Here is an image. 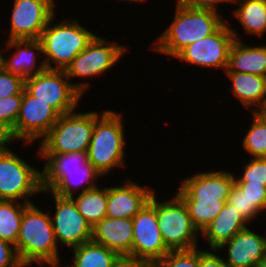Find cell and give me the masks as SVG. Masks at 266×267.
<instances>
[{
	"label": "cell",
	"instance_id": "cell-1",
	"mask_svg": "<svg viewBox=\"0 0 266 267\" xmlns=\"http://www.w3.org/2000/svg\"><path fill=\"white\" fill-rule=\"evenodd\" d=\"M225 22L218 12L192 9L177 2L173 22L157 37L152 50L175 57L186 46L215 33Z\"/></svg>",
	"mask_w": 266,
	"mask_h": 267
},
{
	"label": "cell",
	"instance_id": "cell-2",
	"mask_svg": "<svg viewBox=\"0 0 266 267\" xmlns=\"http://www.w3.org/2000/svg\"><path fill=\"white\" fill-rule=\"evenodd\" d=\"M15 249L21 263L58 260V243L49 213H43L33 203L23 213Z\"/></svg>",
	"mask_w": 266,
	"mask_h": 267
},
{
	"label": "cell",
	"instance_id": "cell-3",
	"mask_svg": "<svg viewBox=\"0 0 266 267\" xmlns=\"http://www.w3.org/2000/svg\"><path fill=\"white\" fill-rule=\"evenodd\" d=\"M124 133L121 115L114 111L106 110L95 120L87 158L101 176L124 166Z\"/></svg>",
	"mask_w": 266,
	"mask_h": 267
},
{
	"label": "cell",
	"instance_id": "cell-4",
	"mask_svg": "<svg viewBox=\"0 0 266 267\" xmlns=\"http://www.w3.org/2000/svg\"><path fill=\"white\" fill-rule=\"evenodd\" d=\"M53 20L54 16L39 38L42 43V54L46 57L43 62L47 69L65 70L96 35L79 25L74 19L69 18L71 22L65 19L54 26ZM53 62L55 67L52 66Z\"/></svg>",
	"mask_w": 266,
	"mask_h": 267
},
{
	"label": "cell",
	"instance_id": "cell-5",
	"mask_svg": "<svg viewBox=\"0 0 266 267\" xmlns=\"http://www.w3.org/2000/svg\"><path fill=\"white\" fill-rule=\"evenodd\" d=\"M95 111L60 115L49 133L41 140L40 154L87 153L93 135Z\"/></svg>",
	"mask_w": 266,
	"mask_h": 267
},
{
	"label": "cell",
	"instance_id": "cell-6",
	"mask_svg": "<svg viewBox=\"0 0 266 267\" xmlns=\"http://www.w3.org/2000/svg\"><path fill=\"white\" fill-rule=\"evenodd\" d=\"M68 80V81H67ZM88 83H70L64 70L45 69L25 79V90L53 107L60 115L72 112L88 87Z\"/></svg>",
	"mask_w": 266,
	"mask_h": 267
},
{
	"label": "cell",
	"instance_id": "cell-7",
	"mask_svg": "<svg viewBox=\"0 0 266 267\" xmlns=\"http://www.w3.org/2000/svg\"><path fill=\"white\" fill-rule=\"evenodd\" d=\"M42 190L41 171L11 150L0 152V200L18 202L23 199V203L32 204L29 198Z\"/></svg>",
	"mask_w": 266,
	"mask_h": 267
},
{
	"label": "cell",
	"instance_id": "cell-8",
	"mask_svg": "<svg viewBox=\"0 0 266 267\" xmlns=\"http://www.w3.org/2000/svg\"><path fill=\"white\" fill-rule=\"evenodd\" d=\"M156 216L164 244L169 250H189L198 247L197 233L183 200L175 196L164 202L156 200Z\"/></svg>",
	"mask_w": 266,
	"mask_h": 267
},
{
	"label": "cell",
	"instance_id": "cell-9",
	"mask_svg": "<svg viewBox=\"0 0 266 267\" xmlns=\"http://www.w3.org/2000/svg\"><path fill=\"white\" fill-rule=\"evenodd\" d=\"M226 22L213 34L182 49L175 57L201 67L227 69L230 49L238 38Z\"/></svg>",
	"mask_w": 266,
	"mask_h": 267
},
{
	"label": "cell",
	"instance_id": "cell-10",
	"mask_svg": "<svg viewBox=\"0 0 266 267\" xmlns=\"http://www.w3.org/2000/svg\"><path fill=\"white\" fill-rule=\"evenodd\" d=\"M132 258L155 263L170 250L164 244L156 216V195L153 193L145 206L132 218Z\"/></svg>",
	"mask_w": 266,
	"mask_h": 267
},
{
	"label": "cell",
	"instance_id": "cell-11",
	"mask_svg": "<svg viewBox=\"0 0 266 267\" xmlns=\"http://www.w3.org/2000/svg\"><path fill=\"white\" fill-rule=\"evenodd\" d=\"M60 114L50 105L23 90L20 112L13 133L24 144L44 138L59 119Z\"/></svg>",
	"mask_w": 266,
	"mask_h": 267
},
{
	"label": "cell",
	"instance_id": "cell-12",
	"mask_svg": "<svg viewBox=\"0 0 266 267\" xmlns=\"http://www.w3.org/2000/svg\"><path fill=\"white\" fill-rule=\"evenodd\" d=\"M55 0H15L11 16L9 40L39 39L55 16Z\"/></svg>",
	"mask_w": 266,
	"mask_h": 267
},
{
	"label": "cell",
	"instance_id": "cell-13",
	"mask_svg": "<svg viewBox=\"0 0 266 267\" xmlns=\"http://www.w3.org/2000/svg\"><path fill=\"white\" fill-rule=\"evenodd\" d=\"M114 44L96 35L64 70L69 81L78 76H97L112 68L127 51L126 47Z\"/></svg>",
	"mask_w": 266,
	"mask_h": 267
},
{
	"label": "cell",
	"instance_id": "cell-14",
	"mask_svg": "<svg viewBox=\"0 0 266 267\" xmlns=\"http://www.w3.org/2000/svg\"><path fill=\"white\" fill-rule=\"evenodd\" d=\"M42 192L51 193L56 204L55 217L51 221L57 243L72 249L92 240V226L78 211L71 197H61L51 191Z\"/></svg>",
	"mask_w": 266,
	"mask_h": 267
},
{
	"label": "cell",
	"instance_id": "cell-15",
	"mask_svg": "<svg viewBox=\"0 0 266 267\" xmlns=\"http://www.w3.org/2000/svg\"><path fill=\"white\" fill-rule=\"evenodd\" d=\"M234 184L226 171L200 172L184 179L176 194L182 200H227Z\"/></svg>",
	"mask_w": 266,
	"mask_h": 267
},
{
	"label": "cell",
	"instance_id": "cell-16",
	"mask_svg": "<svg viewBox=\"0 0 266 267\" xmlns=\"http://www.w3.org/2000/svg\"><path fill=\"white\" fill-rule=\"evenodd\" d=\"M122 186L107 187V212L109 218L132 219L150 200L154 189L142 187L131 181Z\"/></svg>",
	"mask_w": 266,
	"mask_h": 267
},
{
	"label": "cell",
	"instance_id": "cell-17",
	"mask_svg": "<svg viewBox=\"0 0 266 267\" xmlns=\"http://www.w3.org/2000/svg\"><path fill=\"white\" fill-rule=\"evenodd\" d=\"M227 247L229 267H256L266 255V238L252 232L248 227L239 231L218 250Z\"/></svg>",
	"mask_w": 266,
	"mask_h": 267
},
{
	"label": "cell",
	"instance_id": "cell-18",
	"mask_svg": "<svg viewBox=\"0 0 266 267\" xmlns=\"http://www.w3.org/2000/svg\"><path fill=\"white\" fill-rule=\"evenodd\" d=\"M92 240L116 252L132 257L133 220L104 217L92 227Z\"/></svg>",
	"mask_w": 266,
	"mask_h": 267
},
{
	"label": "cell",
	"instance_id": "cell-19",
	"mask_svg": "<svg viewBox=\"0 0 266 267\" xmlns=\"http://www.w3.org/2000/svg\"><path fill=\"white\" fill-rule=\"evenodd\" d=\"M39 154L47 160L42 170V189L50 191L67 172L96 171L88 162L87 153Z\"/></svg>",
	"mask_w": 266,
	"mask_h": 267
},
{
	"label": "cell",
	"instance_id": "cell-20",
	"mask_svg": "<svg viewBox=\"0 0 266 267\" xmlns=\"http://www.w3.org/2000/svg\"><path fill=\"white\" fill-rule=\"evenodd\" d=\"M7 49L16 48L10 59L6 60L2 55L1 67L12 74L19 75L24 79L39 74L46 69L45 63L36 65V51L42 53V43L39 39L35 40H9L6 43ZM34 50V51H33ZM36 50V51H35ZM35 54V55H34Z\"/></svg>",
	"mask_w": 266,
	"mask_h": 267
},
{
	"label": "cell",
	"instance_id": "cell-21",
	"mask_svg": "<svg viewBox=\"0 0 266 267\" xmlns=\"http://www.w3.org/2000/svg\"><path fill=\"white\" fill-rule=\"evenodd\" d=\"M247 220L234 209V206L225 202L221 212L201 233L210 245V249H218L230 241L239 231L246 228Z\"/></svg>",
	"mask_w": 266,
	"mask_h": 267
},
{
	"label": "cell",
	"instance_id": "cell-22",
	"mask_svg": "<svg viewBox=\"0 0 266 267\" xmlns=\"http://www.w3.org/2000/svg\"><path fill=\"white\" fill-rule=\"evenodd\" d=\"M225 72H242L266 77V45L248 46L237 38L230 49Z\"/></svg>",
	"mask_w": 266,
	"mask_h": 267
},
{
	"label": "cell",
	"instance_id": "cell-23",
	"mask_svg": "<svg viewBox=\"0 0 266 267\" xmlns=\"http://www.w3.org/2000/svg\"><path fill=\"white\" fill-rule=\"evenodd\" d=\"M230 78L231 92L235 95L242 105L247 109L256 106L252 112H256L264 102L266 97V77H261L242 72H226Z\"/></svg>",
	"mask_w": 266,
	"mask_h": 267
},
{
	"label": "cell",
	"instance_id": "cell-24",
	"mask_svg": "<svg viewBox=\"0 0 266 267\" xmlns=\"http://www.w3.org/2000/svg\"><path fill=\"white\" fill-rule=\"evenodd\" d=\"M73 267H114L120 256L107 247L93 241H87L72 248Z\"/></svg>",
	"mask_w": 266,
	"mask_h": 267
},
{
	"label": "cell",
	"instance_id": "cell-25",
	"mask_svg": "<svg viewBox=\"0 0 266 267\" xmlns=\"http://www.w3.org/2000/svg\"><path fill=\"white\" fill-rule=\"evenodd\" d=\"M78 211L93 227L106 217L107 212V187L100 189L98 186L81 191V193L74 197Z\"/></svg>",
	"mask_w": 266,
	"mask_h": 267
},
{
	"label": "cell",
	"instance_id": "cell-26",
	"mask_svg": "<svg viewBox=\"0 0 266 267\" xmlns=\"http://www.w3.org/2000/svg\"><path fill=\"white\" fill-rule=\"evenodd\" d=\"M234 2L239 7L232 13L243 29L250 34L264 35L266 32V0H233Z\"/></svg>",
	"mask_w": 266,
	"mask_h": 267
},
{
	"label": "cell",
	"instance_id": "cell-27",
	"mask_svg": "<svg viewBox=\"0 0 266 267\" xmlns=\"http://www.w3.org/2000/svg\"><path fill=\"white\" fill-rule=\"evenodd\" d=\"M15 203V204H14ZM29 203L0 200V238L16 245L24 209Z\"/></svg>",
	"mask_w": 266,
	"mask_h": 267
},
{
	"label": "cell",
	"instance_id": "cell-28",
	"mask_svg": "<svg viewBox=\"0 0 266 267\" xmlns=\"http://www.w3.org/2000/svg\"><path fill=\"white\" fill-rule=\"evenodd\" d=\"M227 200H183L194 227L201 233L221 212Z\"/></svg>",
	"mask_w": 266,
	"mask_h": 267
},
{
	"label": "cell",
	"instance_id": "cell-29",
	"mask_svg": "<svg viewBox=\"0 0 266 267\" xmlns=\"http://www.w3.org/2000/svg\"><path fill=\"white\" fill-rule=\"evenodd\" d=\"M252 113L253 122L242 140V146L253 158H266V119L257 112Z\"/></svg>",
	"mask_w": 266,
	"mask_h": 267
},
{
	"label": "cell",
	"instance_id": "cell-30",
	"mask_svg": "<svg viewBox=\"0 0 266 267\" xmlns=\"http://www.w3.org/2000/svg\"><path fill=\"white\" fill-rule=\"evenodd\" d=\"M99 176L101 175L97 171L67 172V176L63 177L50 191L61 197H71L75 194V189L77 191L84 181L87 182V186L82 191L96 187L97 185L94 183V181ZM75 177H79V180H75Z\"/></svg>",
	"mask_w": 266,
	"mask_h": 267
},
{
	"label": "cell",
	"instance_id": "cell-31",
	"mask_svg": "<svg viewBox=\"0 0 266 267\" xmlns=\"http://www.w3.org/2000/svg\"><path fill=\"white\" fill-rule=\"evenodd\" d=\"M154 267H199L198 247L189 250H170Z\"/></svg>",
	"mask_w": 266,
	"mask_h": 267
},
{
	"label": "cell",
	"instance_id": "cell-32",
	"mask_svg": "<svg viewBox=\"0 0 266 267\" xmlns=\"http://www.w3.org/2000/svg\"><path fill=\"white\" fill-rule=\"evenodd\" d=\"M226 202L234 206V209L239 211L247 222L253 220L260 213V210L254 203L250 202L245 193L236 184L232 187Z\"/></svg>",
	"mask_w": 266,
	"mask_h": 267
},
{
	"label": "cell",
	"instance_id": "cell-33",
	"mask_svg": "<svg viewBox=\"0 0 266 267\" xmlns=\"http://www.w3.org/2000/svg\"><path fill=\"white\" fill-rule=\"evenodd\" d=\"M25 79L0 68V98L13 95H23Z\"/></svg>",
	"mask_w": 266,
	"mask_h": 267
},
{
	"label": "cell",
	"instance_id": "cell-34",
	"mask_svg": "<svg viewBox=\"0 0 266 267\" xmlns=\"http://www.w3.org/2000/svg\"><path fill=\"white\" fill-rule=\"evenodd\" d=\"M21 102L22 95L0 98V122L13 129L20 112Z\"/></svg>",
	"mask_w": 266,
	"mask_h": 267
},
{
	"label": "cell",
	"instance_id": "cell-35",
	"mask_svg": "<svg viewBox=\"0 0 266 267\" xmlns=\"http://www.w3.org/2000/svg\"><path fill=\"white\" fill-rule=\"evenodd\" d=\"M235 182H255L266 186V158H251L245 165L243 176Z\"/></svg>",
	"mask_w": 266,
	"mask_h": 267
},
{
	"label": "cell",
	"instance_id": "cell-36",
	"mask_svg": "<svg viewBox=\"0 0 266 267\" xmlns=\"http://www.w3.org/2000/svg\"><path fill=\"white\" fill-rule=\"evenodd\" d=\"M235 184L260 211L266 210V186L264 184L255 182H235Z\"/></svg>",
	"mask_w": 266,
	"mask_h": 267
},
{
	"label": "cell",
	"instance_id": "cell-37",
	"mask_svg": "<svg viewBox=\"0 0 266 267\" xmlns=\"http://www.w3.org/2000/svg\"><path fill=\"white\" fill-rule=\"evenodd\" d=\"M0 267H25L17 254L15 245L0 238Z\"/></svg>",
	"mask_w": 266,
	"mask_h": 267
},
{
	"label": "cell",
	"instance_id": "cell-38",
	"mask_svg": "<svg viewBox=\"0 0 266 267\" xmlns=\"http://www.w3.org/2000/svg\"><path fill=\"white\" fill-rule=\"evenodd\" d=\"M177 2L185 7L192 9H202L217 11V4L221 2H233V0H177Z\"/></svg>",
	"mask_w": 266,
	"mask_h": 267
},
{
	"label": "cell",
	"instance_id": "cell-39",
	"mask_svg": "<svg viewBox=\"0 0 266 267\" xmlns=\"http://www.w3.org/2000/svg\"><path fill=\"white\" fill-rule=\"evenodd\" d=\"M199 267H229L218 255L199 249Z\"/></svg>",
	"mask_w": 266,
	"mask_h": 267
},
{
	"label": "cell",
	"instance_id": "cell-40",
	"mask_svg": "<svg viewBox=\"0 0 266 267\" xmlns=\"http://www.w3.org/2000/svg\"><path fill=\"white\" fill-rule=\"evenodd\" d=\"M114 267H154V263L129 256L120 257Z\"/></svg>",
	"mask_w": 266,
	"mask_h": 267
},
{
	"label": "cell",
	"instance_id": "cell-41",
	"mask_svg": "<svg viewBox=\"0 0 266 267\" xmlns=\"http://www.w3.org/2000/svg\"><path fill=\"white\" fill-rule=\"evenodd\" d=\"M16 139L10 126L0 122V152L8 151L7 144Z\"/></svg>",
	"mask_w": 266,
	"mask_h": 267
},
{
	"label": "cell",
	"instance_id": "cell-42",
	"mask_svg": "<svg viewBox=\"0 0 266 267\" xmlns=\"http://www.w3.org/2000/svg\"><path fill=\"white\" fill-rule=\"evenodd\" d=\"M59 259L58 260H50V261H42V262H38L37 264L41 265V266H44V263L45 265L46 264H49L48 267H59ZM60 267H64V266H60ZM65 267H73L72 265H67Z\"/></svg>",
	"mask_w": 266,
	"mask_h": 267
},
{
	"label": "cell",
	"instance_id": "cell-43",
	"mask_svg": "<svg viewBox=\"0 0 266 267\" xmlns=\"http://www.w3.org/2000/svg\"><path fill=\"white\" fill-rule=\"evenodd\" d=\"M261 117L266 119V97L261 107L256 111Z\"/></svg>",
	"mask_w": 266,
	"mask_h": 267
},
{
	"label": "cell",
	"instance_id": "cell-44",
	"mask_svg": "<svg viewBox=\"0 0 266 267\" xmlns=\"http://www.w3.org/2000/svg\"><path fill=\"white\" fill-rule=\"evenodd\" d=\"M256 267H266V255L265 257L258 263Z\"/></svg>",
	"mask_w": 266,
	"mask_h": 267
},
{
	"label": "cell",
	"instance_id": "cell-45",
	"mask_svg": "<svg viewBox=\"0 0 266 267\" xmlns=\"http://www.w3.org/2000/svg\"><path fill=\"white\" fill-rule=\"evenodd\" d=\"M122 1H124V0H122ZM127 2L129 1H132V2H143V0H126Z\"/></svg>",
	"mask_w": 266,
	"mask_h": 267
},
{
	"label": "cell",
	"instance_id": "cell-46",
	"mask_svg": "<svg viewBox=\"0 0 266 267\" xmlns=\"http://www.w3.org/2000/svg\"><path fill=\"white\" fill-rule=\"evenodd\" d=\"M1 52H2V49H0V68H1V62H2V54H1Z\"/></svg>",
	"mask_w": 266,
	"mask_h": 267
}]
</instances>
